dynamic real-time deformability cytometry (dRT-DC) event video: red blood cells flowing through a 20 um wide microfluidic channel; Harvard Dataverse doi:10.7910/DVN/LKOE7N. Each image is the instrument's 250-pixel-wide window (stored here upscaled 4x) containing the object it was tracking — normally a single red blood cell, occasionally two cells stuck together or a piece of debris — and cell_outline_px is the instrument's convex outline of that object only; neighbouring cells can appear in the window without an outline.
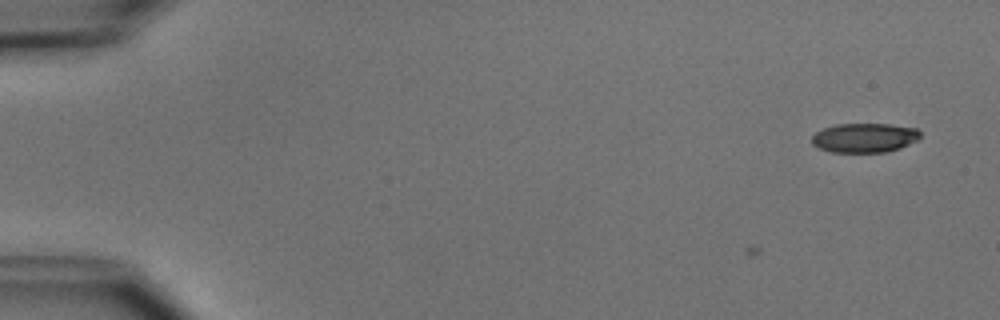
{"species": "common noctule bat (a hibernating species)", "species_latin": "Nyctalus noctula", "temperature_condition": "cold", "stored_images_in_passage": 2, "camera_frame_rate_fps": 3000, "um_per_image_px": 0.085, "animal": {"sex": "male", "body_mass_g": 15.6}, "frame": {"image": 1, "passage_image": 2, "time_ms": 1.0, "image_size_px": [1000, 320], "cell_outline_px": [[920, 140], [900, 148], [884, 152], [832, 152], [820, 148], [812, 144], [812, 136], [816, 132], [824, 128], [836, 124], [888, 124], [916, 128], [920, 132]], "centroid_in_image_um": [73.51, 11.71], "position_along_channel_um": 11.5, "area_um2": 18.55}}